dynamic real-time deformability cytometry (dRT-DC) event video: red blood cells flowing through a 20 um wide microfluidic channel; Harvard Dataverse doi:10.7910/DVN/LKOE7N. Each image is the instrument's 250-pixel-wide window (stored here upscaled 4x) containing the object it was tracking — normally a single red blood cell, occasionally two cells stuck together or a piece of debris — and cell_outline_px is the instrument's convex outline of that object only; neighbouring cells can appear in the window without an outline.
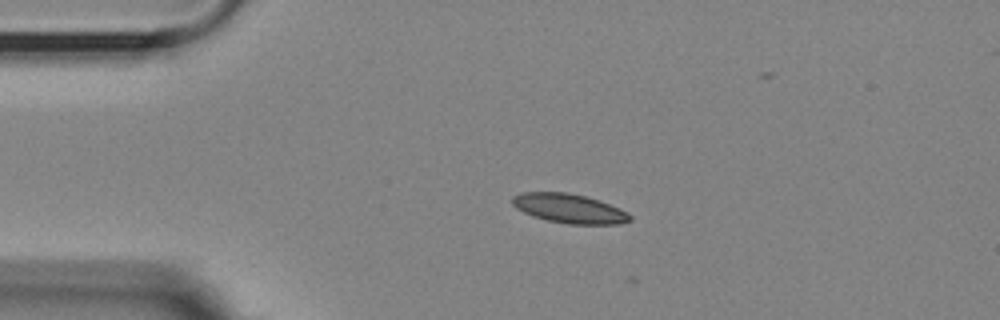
{"species": "Egyptian fruit bat (a non-hibernating species)", "species_latin": "Rousettus aegyptiacus", "temperature_condition": "room temperature", "stored_images_in_passage": 4, "camera_frame_rate_fps": 3000, "um_per_image_px": 0.085, "animal": {"sex": "female"}, "frame": {"image": 1, "passage_image": 2, "time_ms": 0.333, "image_size_px": [1000, 320], "cell_outline_px": [[632, 220], [620, 224], [568, 224], [548, 220], [532, 216], [516, 208], [512, 204], [512, 196], [520, 192], [568, 192], [600, 200], [620, 208], [628, 212], [632, 216]], "centroid_in_image_um": [48.4, 17.72], "position_along_channel_um": 36.6, "area_um2": 20.23}}